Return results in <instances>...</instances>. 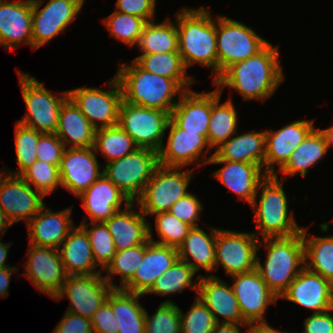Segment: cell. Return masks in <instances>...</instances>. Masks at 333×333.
I'll list each match as a JSON object with an SVG mask.
<instances>
[{
    "label": "cell",
    "mask_w": 333,
    "mask_h": 333,
    "mask_svg": "<svg viewBox=\"0 0 333 333\" xmlns=\"http://www.w3.org/2000/svg\"><path fill=\"white\" fill-rule=\"evenodd\" d=\"M278 46L268 43L256 55L231 65L214 83L237 90L245 100H266L284 80Z\"/></svg>",
    "instance_id": "1"
},
{
    "label": "cell",
    "mask_w": 333,
    "mask_h": 333,
    "mask_svg": "<svg viewBox=\"0 0 333 333\" xmlns=\"http://www.w3.org/2000/svg\"><path fill=\"white\" fill-rule=\"evenodd\" d=\"M178 32V52L186 68L201 64L213 69L217 80L216 22L203 6L183 8L175 16Z\"/></svg>",
    "instance_id": "2"
},
{
    "label": "cell",
    "mask_w": 333,
    "mask_h": 333,
    "mask_svg": "<svg viewBox=\"0 0 333 333\" xmlns=\"http://www.w3.org/2000/svg\"><path fill=\"white\" fill-rule=\"evenodd\" d=\"M132 64H120L115 75L118 79L123 100L130 104L169 113L177 104L174 96L185 90L173 79L150 73L142 69L134 60Z\"/></svg>",
    "instance_id": "3"
},
{
    "label": "cell",
    "mask_w": 333,
    "mask_h": 333,
    "mask_svg": "<svg viewBox=\"0 0 333 333\" xmlns=\"http://www.w3.org/2000/svg\"><path fill=\"white\" fill-rule=\"evenodd\" d=\"M261 246L267 250V256L263 266L260 257H256V270L269 289L280 298L305 267L302 231L290 237L263 238V241L259 240L257 250Z\"/></svg>",
    "instance_id": "4"
},
{
    "label": "cell",
    "mask_w": 333,
    "mask_h": 333,
    "mask_svg": "<svg viewBox=\"0 0 333 333\" xmlns=\"http://www.w3.org/2000/svg\"><path fill=\"white\" fill-rule=\"evenodd\" d=\"M257 190H261L259 204L256 193V197L250 205L255 212L253 221L256 222V228L259 230L254 232L256 236L262 235L263 238L290 237L301 232L302 228L297 225L293 213H288V198L277 173L267 175Z\"/></svg>",
    "instance_id": "5"
},
{
    "label": "cell",
    "mask_w": 333,
    "mask_h": 333,
    "mask_svg": "<svg viewBox=\"0 0 333 333\" xmlns=\"http://www.w3.org/2000/svg\"><path fill=\"white\" fill-rule=\"evenodd\" d=\"M217 79L233 64L256 55L269 42L245 24L216 16Z\"/></svg>",
    "instance_id": "6"
},
{
    "label": "cell",
    "mask_w": 333,
    "mask_h": 333,
    "mask_svg": "<svg viewBox=\"0 0 333 333\" xmlns=\"http://www.w3.org/2000/svg\"><path fill=\"white\" fill-rule=\"evenodd\" d=\"M18 72L19 85L27 107L26 115L18 120L20 124L41 133H55L63 103L69 98L68 91L56 96L49 92L36 77Z\"/></svg>",
    "instance_id": "7"
},
{
    "label": "cell",
    "mask_w": 333,
    "mask_h": 333,
    "mask_svg": "<svg viewBox=\"0 0 333 333\" xmlns=\"http://www.w3.org/2000/svg\"><path fill=\"white\" fill-rule=\"evenodd\" d=\"M158 166L156 151L137 147L132 153L106 163L102 170L131 202H135Z\"/></svg>",
    "instance_id": "8"
},
{
    "label": "cell",
    "mask_w": 333,
    "mask_h": 333,
    "mask_svg": "<svg viewBox=\"0 0 333 333\" xmlns=\"http://www.w3.org/2000/svg\"><path fill=\"white\" fill-rule=\"evenodd\" d=\"M178 169V170H177ZM182 167L159 165L147 182L141 195L135 200L145 215L168 212L179 199L187 195V187L194 171H182Z\"/></svg>",
    "instance_id": "9"
},
{
    "label": "cell",
    "mask_w": 333,
    "mask_h": 333,
    "mask_svg": "<svg viewBox=\"0 0 333 333\" xmlns=\"http://www.w3.org/2000/svg\"><path fill=\"white\" fill-rule=\"evenodd\" d=\"M170 113L122 100L118 125L133 139L136 147L160 151Z\"/></svg>",
    "instance_id": "10"
},
{
    "label": "cell",
    "mask_w": 333,
    "mask_h": 333,
    "mask_svg": "<svg viewBox=\"0 0 333 333\" xmlns=\"http://www.w3.org/2000/svg\"><path fill=\"white\" fill-rule=\"evenodd\" d=\"M106 85L112 90L104 91L94 87L68 90L69 98L96 129L118 124L122 90L115 76Z\"/></svg>",
    "instance_id": "11"
},
{
    "label": "cell",
    "mask_w": 333,
    "mask_h": 333,
    "mask_svg": "<svg viewBox=\"0 0 333 333\" xmlns=\"http://www.w3.org/2000/svg\"><path fill=\"white\" fill-rule=\"evenodd\" d=\"M258 243L254 233L217 229L214 271L220 265L229 276L255 270Z\"/></svg>",
    "instance_id": "12"
},
{
    "label": "cell",
    "mask_w": 333,
    "mask_h": 333,
    "mask_svg": "<svg viewBox=\"0 0 333 333\" xmlns=\"http://www.w3.org/2000/svg\"><path fill=\"white\" fill-rule=\"evenodd\" d=\"M112 289L113 287L101 273L67 276L54 299L59 300L67 295L70 306L66 312L91 318L107 300Z\"/></svg>",
    "instance_id": "13"
},
{
    "label": "cell",
    "mask_w": 333,
    "mask_h": 333,
    "mask_svg": "<svg viewBox=\"0 0 333 333\" xmlns=\"http://www.w3.org/2000/svg\"><path fill=\"white\" fill-rule=\"evenodd\" d=\"M31 1L33 49H38L66 29L85 0H49L41 9L42 0Z\"/></svg>",
    "instance_id": "14"
},
{
    "label": "cell",
    "mask_w": 333,
    "mask_h": 333,
    "mask_svg": "<svg viewBox=\"0 0 333 333\" xmlns=\"http://www.w3.org/2000/svg\"><path fill=\"white\" fill-rule=\"evenodd\" d=\"M1 171L0 207L12 224L23 219L28 223L45 206V196L32 189L20 175H11L2 169Z\"/></svg>",
    "instance_id": "15"
},
{
    "label": "cell",
    "mask_w": 333,
    "mask_h": 333,
    "mask_svg": "<svg viewBox=\"0 0 333 333\" xmlns=\"http://www.w3.org/2000/svg\"><path fill=\"white\" fill-rule=\"evenodd\" d=\"M27 253L25 276L54 299L67 278L58 249L29 244Z\"/></svg>",
    "instance_id": "16"
},
{
    "label": "cell",
    "mask_w": 333,
    "mask_h": 333,
    "mask_svg": "<svg viewBox=\"0 0 333 333\" xmlns=\"http://www.w3.org/2000/svg\"><path fill=\"white\" fill-rule=\"evenodd\" d=\"M232 288L238 301L241 316L246 323L266 321L267 307L276 303L278 297L269 289L259 272L232 275Z\"/></svg>",
    "instance_id": "17"
},
{
    "label": "cell",
    "mask_w": 333,
    "mask_h": 333,
    "mask_svg": "<svg viewBox=\"0 0 333 333\" xmlns=\"http://www.w3.org/2000/svg\"><path fill=\"white\" fill-rule=\"evenodd\" d=\"M95 153L94 147L65 149L59 165L62 188L78 197L103 174Z\"/></svg>",
    "instance_id": "18"
},
{
    "label": "cell",
    "mask_w": 333,
    "mask_h": 333,
    "mask_svg": "<svg viewBox=\"0 0 333 333\" xmlns=\"http://www.w3.org/2000/svg\"><path fill=\"white\" fill-rule=\"evenodd\" d=\"M166 129H170V132L167 145L163 144L158 152L159 165L183 168L191 163L201 162L202 159H199V156L206 146H208L206 151L203 150L204 155H206L203 164H208L211 158V156L207 157L210 145L205 135L187 132L179 128L171 119Z\"/></svg>",
    "instance_id": "19"
},
{
    "label": "cell",
    "mask_w": 333,
    "mask_h": 333,
    "mask_svg": "<svg viewBox=\"0 0 333 333\" xmlns=\"http://www.w3.org/2000/svg\"><path fill=\"white\" fill-rule=\"evenodd\" d=\"M280 298L310 309L312 313L324 312L333 308V284L304 267Z\"/></svg>",
    "instance_id": "20"
},
{
    "label": "cell",
    "mask_w": 333,
    "mask_h": 333,
    "mask_svg": "<svg viewBox=\"0 0 333 333\" xmlns=\"http://www.w3.org/2000/svg\"><path fill=\"white\" fill-rule=\"evenodd\" d=\"M314 120L294 121L276 131L265 130L264 171L275 175V165L281 169L290 155L314 129Z\"/></svg>",
    "instance_id": "21"
},
{
    "label": "cell",
    "mask_w": 333,
    "mask_h": 333,
    "mask_svg": "<svg viewBox=\"0 0 333 333\" xmlns=\"http://www.w3.org/2000/svg\"><path fill=\"white\" fill-rule=\"evenodd\" d=\"M21 43L33 48L32 1L0 0V46L12 50Z\"/></svg>",
    "instance_id": "22"
},
{
    "label": "cell",
    "mask_w": 333,
    "mask_h": 333,
    "mask_svg": "<svg viewBox=\"0 0 333 333\" xmlns=\"http://www.w3.org/2000/svg\"><path fill=\"white\" fill-rule=\"evenodd\" d=\"M178 259V249L158 244L150 239L146 242V250L133 278L122 288L125 291L146 294L157 278L165 273Z\"/></svg>",
    "instance_id": "23"
},
{
    "label": "cell",
    "mask_w": 333,
    "mask_h": 333,
    "mask_svg": "<svg viewBox=\"0 0 333 333\" xmlns=\"http://www.w3.org/2000/svg\"><path fill=\"white\" fill-rule=\"evenodd\" d=\"M196 279H199L197 297L208 307L216 322L247 324L241 316L232 286L214 275H198ZM217 315L222 316L223 321Z\"/></svg>",
    "instance_id": "24"
},
{
    "label": "cell",
    "mask_w": 333,
    "mask_h": 333,
    "mask_svg": "<svg viewBox=\"0 0 333 333\" xmlns=\"http://www.w3.org/2000/svg\"><path fill=\"white\" fill-rule=\"evenodd\" d=\"M72 207L53 212L44 206L26 225L29 244L58 249L74 228Z\"/></svg>",
    "instance_id": "25"
},
{
    "label": "cell",
    "mask_w": 333,
    "mask_h": 333,
    "mask_svg": "<svg viewBox=\"0 0 333 333\" xmlns=\"http://www.w3.org/2000/svg\"><path fill=\"white\" fill-rule=\"evenodd\" d=\"M210 163H224L225 166L214 172L215 178L237 194L238 199L250 205L253 203L259 184L267 177L262 167L254 163L226 160H209Z\"/></svg>",
    "instance_id": "26"
},
{
    "label": "cell",
    "mask_w": 333,
    "mask_h": 333,
    "mask_svg": "<svg viewBox=\"0 0 333 333\" xmlns=\"http://www.w3.org/2000/svg\"><path fill=\"white\" fill-rule=\"evenodd\" d=\"M78 198L87 212L90 222H105L117 211L122 202L127 206L131 201L104 174L91 184Z\"/></svg>",
    "instance_id": "27"
},
{
    "label": "cell",
    "mask_w": 333,
    "mask_h": 333,
    "mask_svg": "<svg viewBox=\"0 0 333 333\" xmlns=\"http://www.w3.org/2000/svg\"><path fill=\"white\" fill-rule=\"evenodd\" d=\"M212 91L194 92L192 89L179 95L170 113V119L181 129L207 137L211 118Z\"/></svg>",
    "instance_id": "28"
},
{
    "label": "cell",
    "mask_w": 333,
    "mask_h": 333,
    "mask_svg": "<svg viewBox=\"0 0 333 333\" xmlns=\"http://www.w3.org/2000/svg\"><path fill=\"white\" fill-rule=\"evenodd\" d=\"M134 202L125 209L117 211L104 223L112 235L116 251L145 244L149 240V223L146 215L140 210H133Z\"/></svg>",
    "instance_id": "29"
},
{
    "label": "cell",
    "mask_w": 333,
    "mask_h": 333,
    "mask_svg": "<svg viewBox=\"0 0 333 333\" xmlns=\"http://www.w3.org/2000/svg\"><path fill=\"white\" fill-rule=\"evenodd\" d=\"M58 251L67 276L102 272L97 271L88 235L80 225L69 232Z\"/></svg>",
    "instance_id": "30"
},
{
    "label": "cell",
    "mask_w": 333,
    "mask_h": 333,
    "mask_svg": "<svg viewBox=\"0 0 333 333\" xmlns=\"http://www.w3.org/2000/svg\"><path fill=\"white\" fill-rule=\"evenodd\" d=\"M96 128L68 98L62 105L55 134L67 148L93 147Z\"/></svg>",
    "instance_id": "31"
},
{
    "label": "cell",
    "mask_w": 333,
    "mask_h": 333,
    "mask_svg": "<svg viewBox=\"0 0 333 333\" xmlns=\"http://www.w3.org/2000/svg\"><path fill=\"white\" fill-rule=\"evenodd\" d=\"M216 235L217 228L211 227L209 235L199 226L192 227L178 247V258L189 264L195 272L200 269L212 272L215 267Z\"/></svg>",
    "instance_id": "32"
},
{
    "label": "cell",
    "mask_w": 333,
    "mask_h": 333,
    "mask_svg": "<svg viewBox=\"0 0 333 333\" xmlns=\"http://www.w3.org/2000/svg\"><path fill=\"white\" fill-rule=\"evenodd\" d=\"M265 131L230 137L215 149L210 160H226L254 163L264 169Z\"/></svg>",
    "instance_id": "33"
},
{
    "label": "cell",
    "mask_w": 333,
    "mask_h": 333,
    "mask_svg": "<svg viewBox=\"0 0 333 333\" xmlns=\"http://www.w3.org/2000/svg\"><path fill=\"white\" fill-rule=\"evenodd\" d=\"M144 295L113 288L107 302L118 323V333H145L146 309L139 303Z\"/></svg>",
    "instance_id": "34"
},
{
    "label": "cell",
    "mask_w": 333,
    "mask_h": 333,
    "mask_svg": "<svg viewBox=\"0 0 333 333\" xmlns=\"http://www.w3.org/2000/svg\"><path fill=\"white\" fill-rule=\"evenodd\" d=\"M327 152L328 148L321 130L314 128L296 147L287 163L279 171L283 175H291L290 177L297 173L306 177L307 170L317 164Z\"/></svg>",
    "instance_id": "35"
},
{
    "label": "cell",
    "mask_w": 333,
    "mask_h": 333,
    "mask_svg": "<svg viewBox=\"0 0 333 333\" xmlns=\"http://www.w3.org/2000/svg\"><path fill=\"white\" fill-rule=\"evenodd\" d=\"M221 93L218 87L212 91L211 118L207 134L210 149L220 147L234 134H238L236 131L238 115L232 99L219 104Z\"/></svg>",
    "instance_id": "36"
},
{
    "label": "cell",
    "mask_w": 333,
    "mask_h": 333,
    "mask_svg": "<svg viewBox=\"0 0 333 333\" xmlns=\"http://www.w3.org/2000/svg\"><path fill=\"white\" fill-rule=\"evenodd\" d=\"M142 69L175 80L185 91L195 82L193 77L185 76V67L179 52L141 54L133 59ZM189 88V89H188Z\"/></svg>",
    "instance_id": "37"
},
{
    "label": "cell",
    "mask_w": 333,
    "mask_h": 333,
    "mask_svg": "<svg viewBox=\"0 0 333 333\" xmlns=\"http://www.w3.org/2000/svg\"><path fill=\"white\" fill-rule=\"evenodd\" d=\"M301 231L304 241L305 268L333 284V235L326 237L313 235L309 238L306 236V228H302Z\"/></svg>",
    "instance_id": "38"
},
{
    "label": "cell",
    "mask_w": 333,
    "mask_h": 333,
    "mask_svg": "<svg viewBox=\"0 0 333 333\" xmlns=\"http://www.w3.org/2000/svg\"><path fill=\"white\" fill-rule=\"evenodd\" d=\"M142 54L178 52V32L176 25L167 18L162 23L148 21L137 45Z\"/></svg>",
    "instance_id": "39"
},
{
    "label": "cell",
    "mask_w": 333,
    "mask_h": 333,
    "mask_svg": "<svg viewBox=\"0 0 333 333\" xmlns=\"http://www.w3.org/2000/svg\"><path fill=\"white\" fill-rule=\"evenodd\" d=\"M93 147L96 153L101 152L107 158L106 163L120 159L137 149L133 139L118 124L96 129Z\"/></svg>",
    "instance_id": "40"
},
{
    "label": "cell",
    "mask_w": 333,
    "mask_h": 333,
    "mask_svg": "<svg viewBox=\"0 0 333 333\" xmlns=\"http://www.w3.org/2000/svg\"><path fill=\"white\" fill-rule=\"evenodd\" d=\"M195 271L192 267L180 260L179 258L174 264L159 278L156 279L151 289L146 294H157V295H170L173 293H182V291L190 287L198 293V283L193 285V277Z\"/></svg>",
    "instance_id": "41"
},
{
    "label": "cell",
    "mask_w": 333,
    "mask_h": 333,
    "mask_svg": "<svg viewBox=\"0 0 333 333\" xmlns=\"http://www.w3.org/2000/svg\"><path fill=\"white\" fill-rule=\"evenodd\" d=\"M145 250L146 243L115 253L111 263L105 269L108 274L104 276L113 288H123L133 278L143 260ZM115 274L121 277L119 286L112 281V276Z\"/></svg>",
    "instance_id": "42"
},
{
    "label": "cell",
    "mask_w": 333,
    "mask_h": 333,
    "mask_svg": "<svg viewBox=\"0 0 333 333\" xmlns=\"http://www.w3.org/2000/svg\"><path fill=\"white\" fill-rule=\"evenodd\" d=\"M84 220L79 225L86 231L96 265L105 270L111 263L116 251L111 233L104 222H89ZM91 226L92 228L88 229Z\"/></svg>",
    "instance_id": "43"
},
{
    "label": "cell",
    "mask_w": 333,
    "mask_h": 333,
    "mask_svg": "<svg viewBox=\"0 0 333 333\" xmlns=\"http://www.w3.org/2000/svg\"><path fill=\"white\" fill-rule=\"evenodd\" d=\"M103 23H105L111 36L131 47L134 45L137 47L147 22L140 17L115 10L104 19Z\"/></svg>",
    "instance_id": "44"
},
{
    "label": "cell",
    "mask_w": 333,
    "mask_h": 333,
    "mask_svg": "<svg viewBox=\"0 0 333 333\" xmlns=\"http://www.w3.org/2000/svg\"><path fill=\"white\" fill-rule=\"evenodd\" d=\"M41 132L24 126L19 122L15 125V151L18 163L17 171H7L11 175H20L37 160L36 146Z\"/></svg>",
    "instance_id": "45"
},
{
    "label": "cell",
    "mask_w": 333,
    "mask_h": 333,
    "mask_svg": "<svg viewBox=\"0 0 333 333\" xmlns=\"http://www.w3.org/2000/svg\"><path fill=\"white\" fill-rule=\"evenodd\" d=\"M154 215L156 216V230L161 240L154 241L152 238V227L149 223L150 241L178 249L192 227L169 212H161Z\"/></svg>",
    "instance_id": "46"
},
{
    "label": "cell",
    "mask_w": 333,
    "mask_h": 333,
    "mask_svg": "<svg viewBox=\"0 0 333 333\" xmlns=\"http://www.w3.org/2000/svg\"><path fill=\"white\" fill-rule=\"evenodd\" d=\"M20 176L45 197L61 186L59 166L36 160Z\"/></svg>",
    "instance_id": "47"
},
{
    "label": "cell",
    "mask_w": 333,
    "mask_h": 333,
    "mask_svg": "<svg viewBox=\"0 0 333 333\" xmlns=\"http://www.w3.org/2000/svg\"><path fill=\"white\" fill-rule=\"evenodd\" d=\"M145 333H181L179 307L169 299L163 301L154 315L145 312Z\"/></svg>",
    "instance_id": "48"
},
{
    "label": "cell",
    "mask_w": 333,
    "mask_h": 333,
    "mask_svg": "<svg viewBox=\"0 0 333 333\" xmlns=\"http://www.w3.org/2000/svg\"><path fill=\"white\" fill-rule=\"evenodd\" d=\"M181 333H212L217 323L208 307L196 296L190 310L185 314L179 308Z\"/></svg>",
    "instance_id": "49"
},
{
    "label": "cell",
    "mask_w": 333,
    "mask_h": 333,
    "mask_svg": "<svg viewBox=\"0 0 333 333\" xmlns=\"http://www.w3.org/2000/svg\"><path fill=\"white\" fill-rule=\"evenodd\" d=\"M65 149L55 133H42L36 146L37 159L59 166Z\"/></svg>",
    "instance_id": "50"
},
{
    "label": "cell",
    "mask_w": 333,
    "mask_h": 333,
    "mask_svg": "<svg viewBox=\"0 0 333 333\" xmlns=\"http://www.w3.org/2000/svg\"><path fill=\"white\" fill-rule=\"evenodd\" d=\"M202 208L197 196L188 193L172 205L168 212L191 227H197Z\"/></svg>",
    "instance_id": "51"
},
{
    "label": "cell",
    "mask_w": 333,
    "mask_h": 333,
    "mask_svg": "<svg viewBox=\"0 0 333 333\" xmlns=\"http://www.w3.org/2000/svg\"><path fill=\"white\" fill-rule=\"evenodd\" d=\"M155 4L156 0H117L116 11L140 17L148 22L156 15Z\"/></svg>",
    "instance_id": "52"
},
{
    "label": "cell",
    "mask_w": 333,
    "mask_h": 333,
    "mask_svg": "<svg viewBox=\"0 0 333 333\" xmlns=\"http://www.w3.org/2000/svg\"><path fill=\"white\" fill-rule=\"evenodd\" d=\"M93 333H118V323L111 305L105 301L90 318Z\"/></svg>",
    "instance_id": "53"
},
{
    "label": "cell",
    "mask_w": 333,
    "mask_h": 333,
    "mask_svg": "<svg viewBox=\"0 0 333 333\" xmlns=\"http://www.w3.org/2000/svg\"><path fill=\"white\" fill-rule=\"evenodd\" d=\"M53 333H93L91 319L65 312Z\"/></svg>",
    "instance_id": "54"
},
{
    "label": "cell",
    "mask_w": 333,
    "mask_h": 333,
    "mask_svg": "<svg viewBox=\"0 0 333 333\" xmlns=\"http://www.w3.org/2000/svg\"><path fill=\"white\" fill-rule=\"evenodd\" d=\"M332 312L333 309H330L308 316L304 321V333H333Z\"/></svg>",
    "instance_id": "55"
},
{
    "label": "cell",
    "mask_w": 333,
    "mask_h": 333,
    "mask_svg": "<svg viewBox=\"0 0 333 333\" xmlns=\"http://www.w3.org/2000/svg\"><path fill=\"white\" fill-rule=\"evenodd\" d=\"M17 271L16 266L0 269V297H5L9 294L8 288L10 285L11 274L16 273Z\"/></svg>",
    "instance_id": "56"
},
{
    "label": "cell",
    "mask_w": 333,
    "mask_h": 333,
    "mask_svg": "<svg viewBox=\"0 0 333 333\" xmlns=\"http://www.w3.org/2000/svg\"><path fill=\"white\" fill-rule=\"evenodd\" d=\"M245 333H288L282 332L268 325L267 321L250 322L246 324Z\"/></svg>",
    "instance_id": "57"
},
{
    "label": "cell",
    "mask_w": 333,
    "mask_h": 333,
    "mask_svg": "<svg viewBox=\"0 0 333 333\" xmlns=\"http://www.w3.org/2000/svg\"><path fill=\"white\" fill-rule=\"evenodd\" d=\"M246 324L216 323L212 333H240V327Z\"/></svg>",
    "instance_id": "58"
},
{
    "label": "cell",
    "mask_w": 333,
    "mask_h": 333,
    "mask_svg": "<svg viewBox=\"0 0 333 333\" xmlns=\"http://www.w3.org/2000/svg\"><path fill=\"white\" fill-rule=\"evenodd\" d=\"M11 242L6 244L0 241V269L1 268H6V267H10L9 265L5 264L6 259H7V255H8V250L9 247L11 246Z\"/></svg>",
    "instance_id": "59"
},
{
    "label": "cell",
    "mask_w": 333,
    "mask_h": 333,
    "mask_svg": "<svg viewBox=\"0 0 333 333\" xmlns=\"http://www.w3.org/2000/svg\"><path fill=\"white\" fill-rule=\"evenodd\" d=\"M11 225H13V224L7 218L6 214L4 213V211L2 210V208L0 207V234H1V237H2V235H4V233L6 232V230L9 227H11Z\"/></svg>",
    "instance_id": "60"
},
{
    "label": "cell",
    "mask_w": 333,
    "mask_h": 333,
    "mask_svg": "<svg viewBox=\"0 0 333 333\" xmlns=\"http://www.w3.org/2000/svg\"><path fill=\"white\" fill-rule=\"evenodd\" d=\"M321 132L325 138L326 145L329 150L330 146L333 145V126L330 128L323 129L321 130Z\"/></svg>",
    "instance_id": "61"
}]
</instances>
